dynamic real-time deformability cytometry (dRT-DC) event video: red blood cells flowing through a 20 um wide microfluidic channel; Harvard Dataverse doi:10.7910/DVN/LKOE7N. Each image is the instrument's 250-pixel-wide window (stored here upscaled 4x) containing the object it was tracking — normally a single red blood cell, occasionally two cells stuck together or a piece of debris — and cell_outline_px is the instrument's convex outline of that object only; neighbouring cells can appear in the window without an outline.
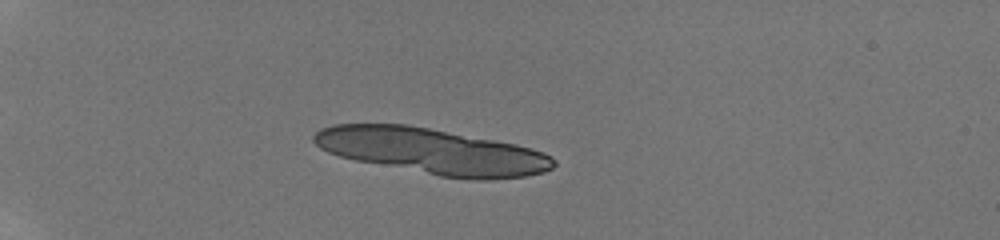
{"species": "human", "species_latin": "Homo sapiens", "temperature_condition": "room temperature", "stored_images_in_passage": 39, "segment_of_instrument_passage": [1, 2], "camera_frame_rate_fps": 3000, "um_per_image_px": 0.085, "donor": {"sex": "male"}, "frame": {"image": 1, "passage_image": 12, "time_ms": 3.667, "image_size_px": [1000, 240], "cell_outline_px": [[556, 164], [552, 168], [544, 172], [524, 176], [484, 180], [440, 176], [356, 160], [340, 156], [328, 152], [320, 148], [312, 140], [312, 136], [320, 128], [332, 124], [408, 124], [516, 144], [544, 152], [552, 156], [556, 160]], "centroid_in_image_um": [36.73, 12.84], "position_along_channel_um": 48.3, "area_um2": 63.75}}